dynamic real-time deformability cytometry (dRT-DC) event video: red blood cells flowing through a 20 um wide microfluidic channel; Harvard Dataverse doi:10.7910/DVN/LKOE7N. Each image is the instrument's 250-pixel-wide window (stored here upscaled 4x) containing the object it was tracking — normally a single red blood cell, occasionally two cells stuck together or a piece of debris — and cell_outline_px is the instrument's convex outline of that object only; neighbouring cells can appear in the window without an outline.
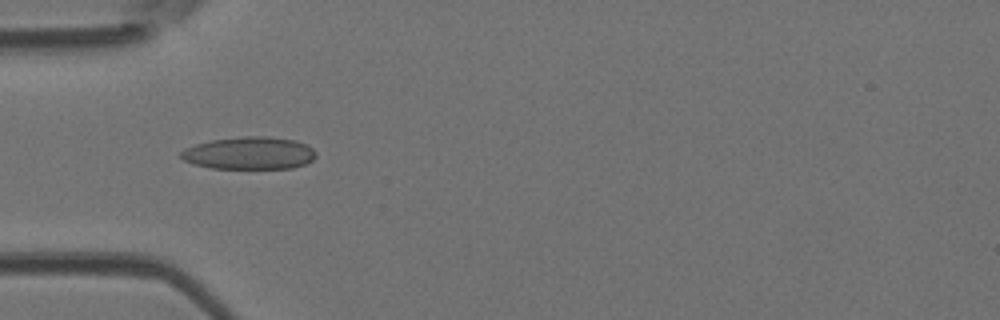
{"species": "Egyptian fruit bat (a non-hibernating species)", "species_latin": "Rousettus aegyptiacus", "temperature_condition": "room temperature", "stored_images_in_passage": 4, "camera_frame_rate_fps": 3000, "um_per_image_px": 0.085, "animal": {"sex": "female"}, "frame": {"image": 1, "passage_image": 1, "time_ms": 0.0, "image_size_px": [1000, 320], "cell_outline_px": [[316, 156], [312, 160], [304, 164], [292, 168], [212, 168], [192, 164], [184, 160], [180, 156], [180, 152], [184, 148], [196, 144], [212, 140], [244, 136], [268, 136], [296, 140], [312, 148], [316, 152]], "centroid_in_image_um": [21.18, 13.01], "position_along_channel_um": 63.8, "area_um2": 25.55}}
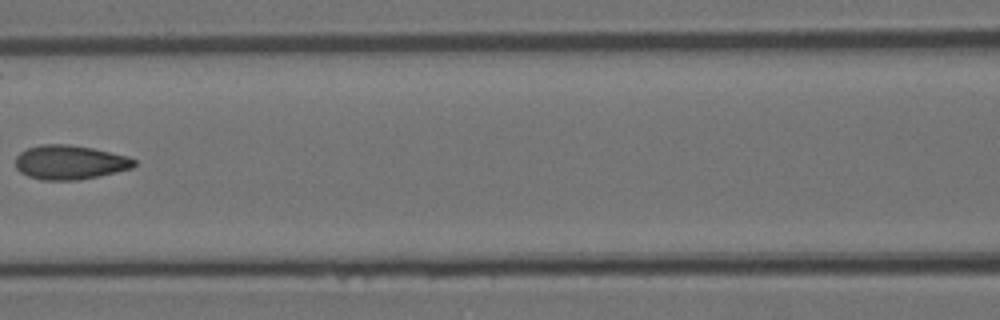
{"frame": {"image": 2, "passage_image": 3, "time_ms": 0.667, "image_size_px": [1000, 320], "cell_outline_px": [[136, 164], [132, 168], [100, 176], [76, 180], [40, 180], [28, 176], [20, 172], [16, 168], [16, 156], [20, 152], [28, 148], [40, 144], [68, 144], [92, 148], [128, 156], [136, 160]], "centroid_in_image_um": [5.93, 13.8], "position_along_channel_um": 160.7, "area_um2": 23.76}}
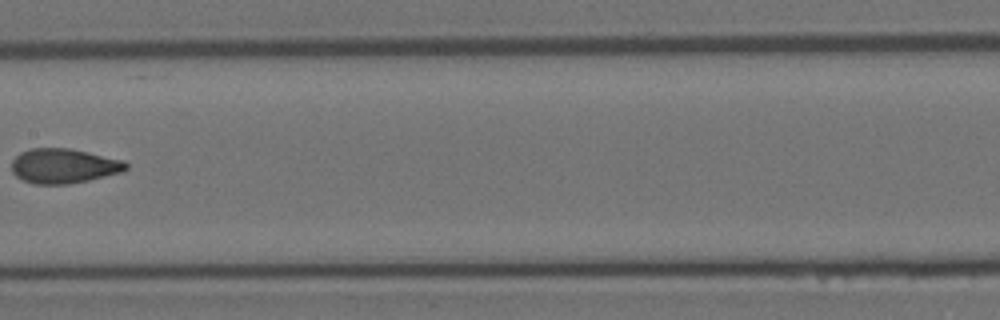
{"frame": {"image": 3, "passage_image": 4, "time_ms": 1.0, "image_size_px": [1000, 320], "cell_outline_px": [[128, 168], [120, 172], [88, 180], [68, 184], [36, 184], [24, 180], [16, 176], [12, 172], [12, 160], [20, 152], [32, 148], [72, 148], [124, 160], [128, 164]], "centroid_in_image_um": [5.41, 14.09], "position_along_channel_um": 202.0, "area_um2": 23.12}}